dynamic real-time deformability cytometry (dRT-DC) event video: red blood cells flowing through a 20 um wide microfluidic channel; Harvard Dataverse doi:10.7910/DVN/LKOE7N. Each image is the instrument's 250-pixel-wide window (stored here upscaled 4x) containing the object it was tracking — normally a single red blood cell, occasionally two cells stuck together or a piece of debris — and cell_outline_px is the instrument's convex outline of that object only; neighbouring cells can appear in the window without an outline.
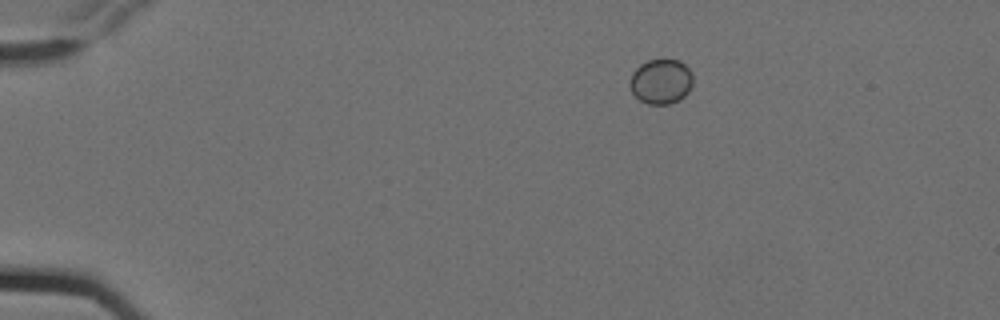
{"species": "Egyptian fruit bat (a non-hibernating species)", "species_latin": "Rousettus aegyptiacus", "temperature_condition": "cold", "stored_images_in_passage": 5, "camera_frame_rate_fps": 3000, "um_per_image_px": 0.085, "animal": {"sex": "female"}, "frame": {"image": 1, "passage_image": 1, "time_ms": 0.0, "image_size_px": [1000, 320], "cell_outline_px": [[692, 84], [688, 92], [684, 96], [668, 104], [648, 104], [640, 100], [632, 92], [628, 84], [632, 72], [640, 64], [648, 60], [664, 56], [680, 60], [692, 72]], "centroid_in_image_um": [56.17, 6.86], "position_along_channel_um": 28.8, "area_um2": 16.94}}
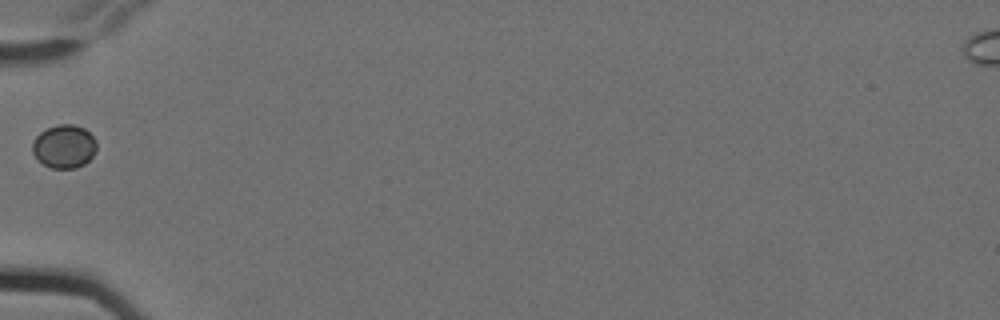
{"frame": {"image": 2, "passage_image": 4, "time_ms": 1.0, "image_size_px": [1000, 320], "cell_outline_px": [[96, 148], [92, 156], [84, 164], [76, 168], [52, 168], [44, 164], [32, 152], [32, 144], [36, 136], [40, 132], [56, 124], [72, 124], [84, 128], [96, 140]], "centroid_in_image_um": [5.45, 12.43], "position_along_channel_um": 79.5, "area_um2": 16.07}}
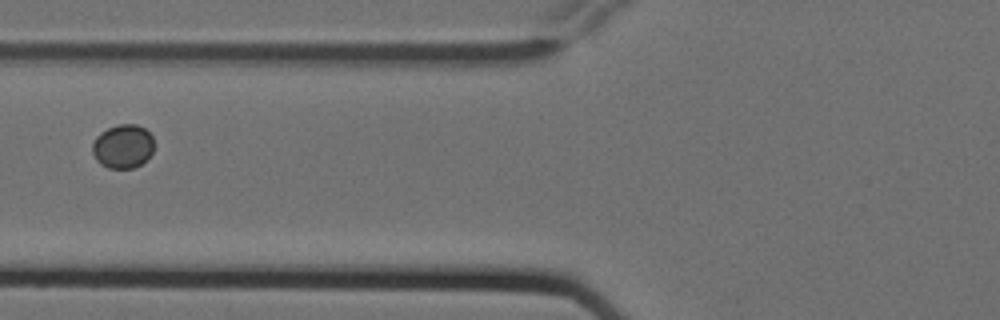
{"frame": {"image": 3, "passage_image": 5, "time_ms": 1.333, "image_size_px": [1000, 320], "cell_outline_px": [[152, 152], [140, 164], [132, 168], [108, 168], [100, 164], [96, 160], [92, 152], [92, 144], [96, 136], [100, 132], [108, 128], [120, 124], [136, 124], [144, 128], [152, 136]], "centroid_in_image_um": [10.4, 12.43], "position_along_channel_um": 115.4, "area_um2": 15.61}}